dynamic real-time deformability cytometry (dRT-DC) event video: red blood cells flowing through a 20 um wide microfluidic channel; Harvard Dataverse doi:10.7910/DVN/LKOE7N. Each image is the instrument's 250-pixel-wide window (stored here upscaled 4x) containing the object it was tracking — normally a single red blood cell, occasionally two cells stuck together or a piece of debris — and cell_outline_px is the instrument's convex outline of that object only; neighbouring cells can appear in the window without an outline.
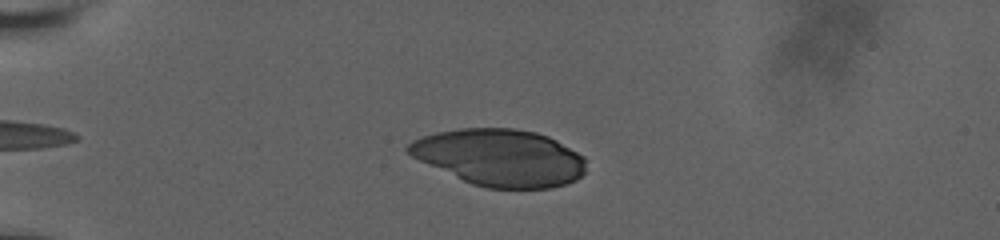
{"species": "human", "species_latin": "Homo sapiens", "temperature_condition": "room temperature", "stored_images_in_passage": 42, "camera_frame_rate_fps": 3000, "um_per_image_px": 0.085, "donor": {"sex": "male"}, "frame": {"image": 1, "passage_image": 8, "time_ms": 2.333, "image_size_px": [1000, 240], "cell_outline_px": [[584, 172], [576, 180], [552, 188], [488, 188], [472, 184], [420, 160], [412, 156], [404, 148], [412, 140], [436, 132], [460, 128], [516, 128], [536, 132], [548, 136], [556, 140], [584, 156]], "centroid_in_image_um": [42.5, 13.38], "position_along_channel_um": 42.5, "area_um2": 58.49}}